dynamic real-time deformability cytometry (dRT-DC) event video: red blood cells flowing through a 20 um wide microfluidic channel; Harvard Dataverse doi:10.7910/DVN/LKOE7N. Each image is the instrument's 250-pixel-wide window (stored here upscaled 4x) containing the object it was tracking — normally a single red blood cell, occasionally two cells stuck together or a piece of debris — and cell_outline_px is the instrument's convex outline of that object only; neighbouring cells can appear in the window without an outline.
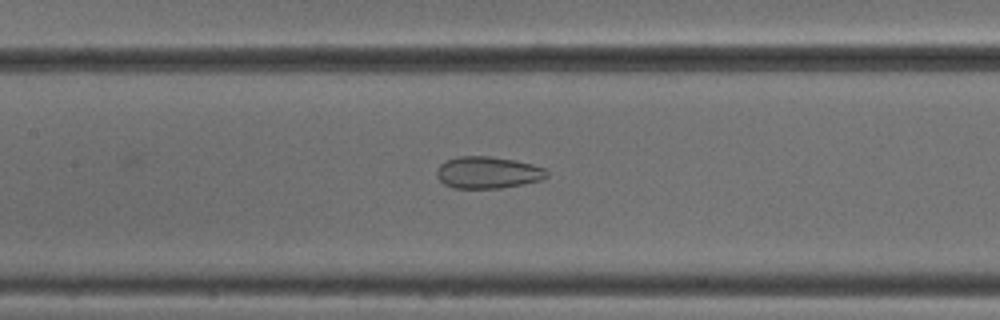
{"species": "common noctule bat (a hibernating species)", "species_latin": "Nyctalus noctula", "temperature_condition": "cold", "stored_images_in_passage": 25, "camera_frame_rate_fps": 3000, "um_per_image_px": 0.085, "animal": {"sex": "male", "body_mass_g": 18.8}, "frame": {"image": 1, "passage_image": 12, "time_ms": 3.667, "image_size_px": [1000, 320], "cell_outline_px": [[548, 176], [540, 180], [500, 188], [452, 188], [444, 184], [436, 176], [436, 172], [440, 164], [448, 160], [460, 156], [488, 156], [516, 160], [532, 164], [544, 168], [548, 172]], "centroid_in_image_um": [41.45, 14.66], "position_along_channel_um": 166.0, "area_um2": 20.35}}
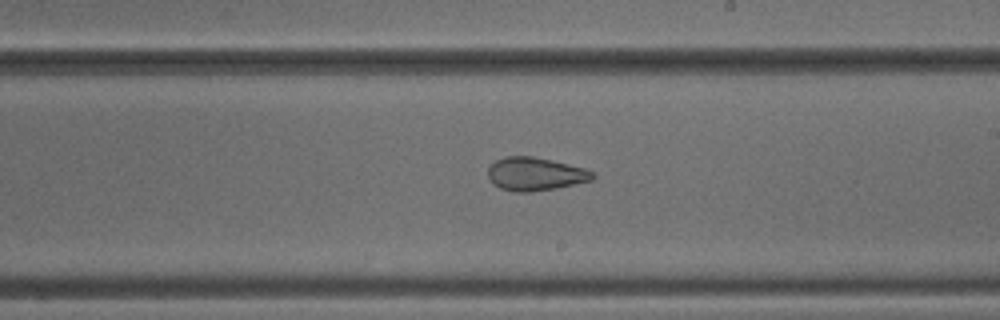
{"frame": {"image": 2, "passage_image": 18, "time_ms": 5.667, "image_size_px": [1000, 320], "cell_outline_px": [[596, 176], [592, 180], [556, 188], [532, 192], [516, 192], [500, 188], [492, 184], [488, 176], [488, 168], [496, 160], [504, 156], [532, 156], [552, 160], [584, 168], [592, 172]], "centroid_in_image_um": [45.47, 14.79], "position_along_channel_um": 243.5, "area_um2": 20.29}}
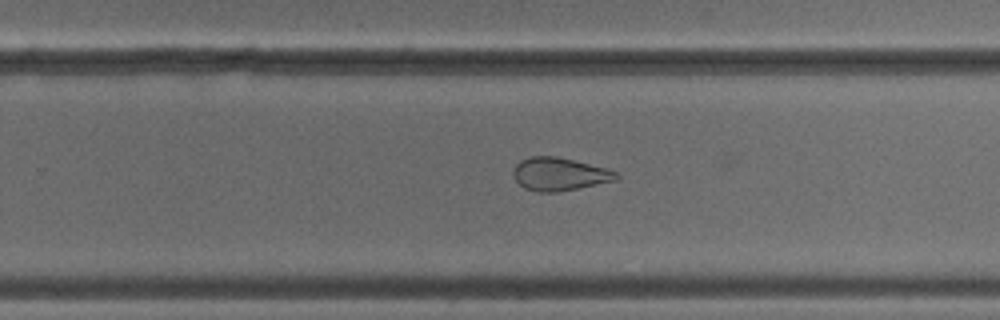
{"frame": {"image": 3, "passage_image": 21, "time_ms": 6.667, "image_size_px": [1000, 320], "cell_outline_px": [[620, 176], [616, 180], [556, 192], [540, 192], [524, 188], [512, 176], [512, 168], [520, 160], [532, 156], [556, 156], [608, 168], [616, 172]], "centroid_in_image_um": [47.52, 14.79], "position_along_channel_um": 282.3, "area_um2": 19.77}}